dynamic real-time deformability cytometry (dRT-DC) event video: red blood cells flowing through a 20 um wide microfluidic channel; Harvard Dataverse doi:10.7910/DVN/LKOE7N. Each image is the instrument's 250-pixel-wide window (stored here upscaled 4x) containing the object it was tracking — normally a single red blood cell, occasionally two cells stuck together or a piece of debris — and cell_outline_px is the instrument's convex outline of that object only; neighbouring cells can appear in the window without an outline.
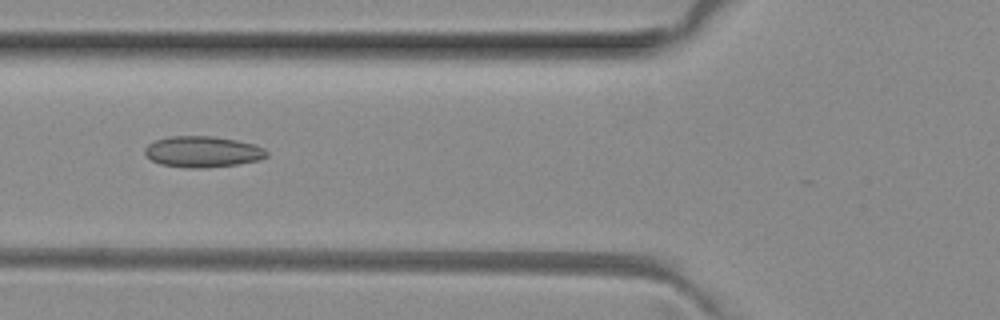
{"species": "common noctule bat (a hibernating species)", "species_latin": "Nyctalus noctula", "temperature_condition": "room temperature", "stored_images_in_passage": 34, "camera_frame_rate_fps": 3000, "um_per_image_px": 0.085, "animal": {"sex": "female", "body_mass_g": 29.2, "forearm_length_mm": 56.3}, "frame": {"image": 1, "passage_image": 15, "time_ms": 4.667, "image_size_px": [1000, 320], "cell_outline_px": [[268, 156], [260, 160], [240, 164], [208, 168], [184, 168], [160, 164], [152, 160], [144, 152], [144, 148], [148, 144], [156, 140], [172, 136], [212, 136], [236, 140], [256, 144], [264, 148], [268, 152]], "centroid_in_image_um": [17.26, 12.91], "position_along_channel_um": 108.5, "area_um2": 22.31}}
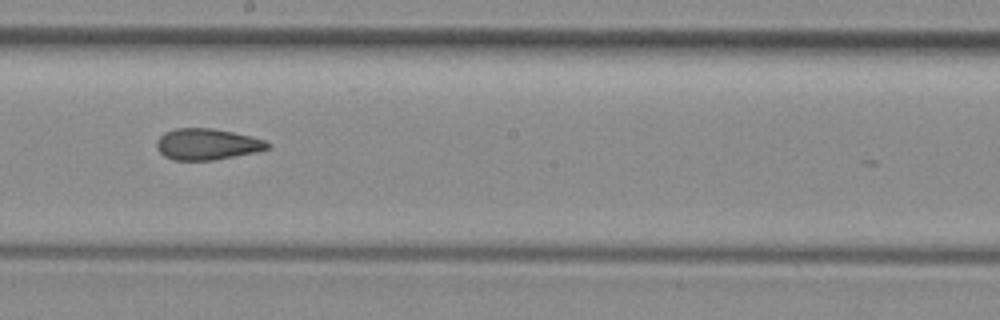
{"frame": {"image": 2, "passage_image": 24, "time_ms": 7.667, "image_size_px": [1000, 320], "cell_outline_px": [[272, 144], [268, 148], [256, 152], [216, 160], [172, 160], [164, 156], [156, 148], [156, 140], [164, 132], [176, 128], [212, 128], [252, 136], [264, 140]], "centroid_in_image_um": [17.59, 12.26], "position_along_channel_um": 230.6, "area_um2": 20.35}}
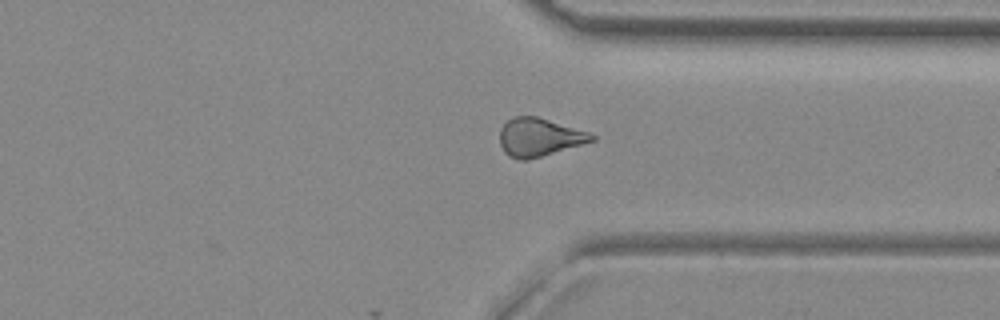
{"frame": {"image": 3, "passage_image": 34, "time_ms": 11.0, "image_size_px": [1000, 320], "cell_outline_px": [[596, 140], [528, 160], [520, 160], [508, 156], [504, 152], [500, 144], [500, 128], [512, 116], [536, 116], [588, 132], [596, 136]], "centroid_in_image_um": [45.8, 11.67], "position_along_channel_um": 365.6, "area_um2": 20.35}, "authors_computed_cell_mechanics": {"area_um2": 20.6635, "velocity_mm_per_s": 4.0563, "shape_relaxation_time_tau1_ms": null, "shape_relaxation_time_tau2_ms": 3.5467, "deformation_change_tau1": null, "deformation_change_tau2": 0.1191}}